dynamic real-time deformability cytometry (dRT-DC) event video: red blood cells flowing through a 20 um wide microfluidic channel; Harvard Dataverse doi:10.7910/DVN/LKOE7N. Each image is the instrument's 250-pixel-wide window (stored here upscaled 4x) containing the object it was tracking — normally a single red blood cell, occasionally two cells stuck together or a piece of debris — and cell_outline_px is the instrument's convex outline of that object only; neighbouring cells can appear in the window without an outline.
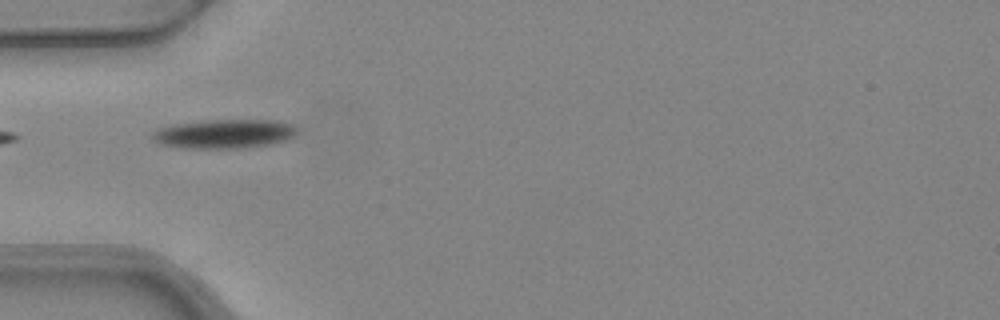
{"species": "common noctule bat (a hibernating species)", "species_latin": "Nyctalus noctula", "temperature_condition": "warm", "stored_images_in_passage": 3, "camera_frame_rate_fps": 3000, "um_per_image_px": 0.085, "animal": {"sex": "female", "body_mass_g": 24.6, "forearm_length_mm": 56.2}, "frame": {"image": 1, "passage_image": 1, "time_ms": 0.0, "image_size_px": [1000, 320], "cell_outline_px": [[296, 132], [288, 140], [272, 144], [244, 148], [180, 148], [160, 144], [152, 140], [152, 132], [160, 128], [176, 124], [208, 120], [280, 120], [292, 124], [296, 128]], "centroid_in_image_um": [19.08, 11.38], "position_along_channel_um": 65.9, "area_um2": 24.62}}
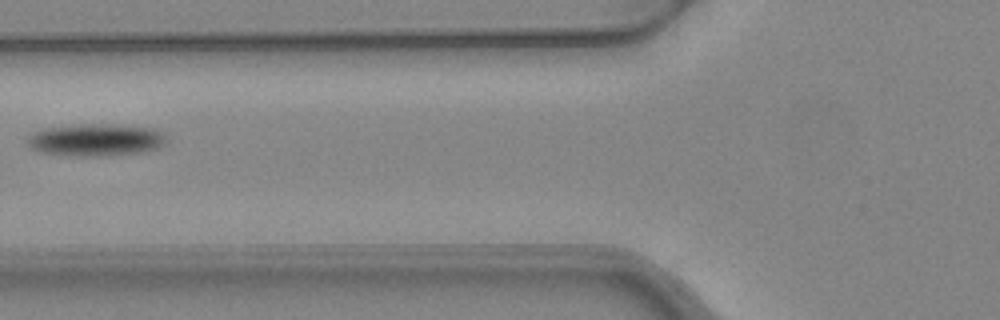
{"frame": {"image": 2, "passage_image": 2, "time_ms": 0.333, "image_size_px": [1000, 320], "cell_outline_px": [[168, 140], [160, 148], [144, 152], [108, 156], [72, 156], [40, 152], [28, 148], [28, 136], [44, 128], [80, 124], [108, 124], [156, 128], [164, 132]], "centroid_in_image_um": [8.2, 11.9], "position_along_channel_um": 117.6, "area_um2": 26.65}}
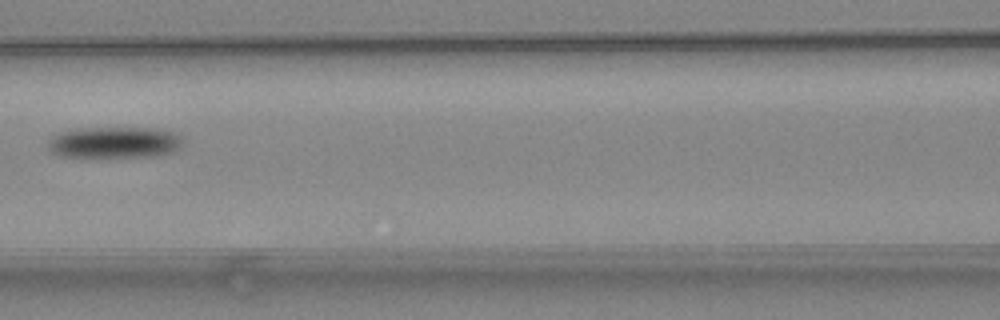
{"frame": {"image": 3, "passage_image": 3, "time_ms": 0.667, "image_size_px": [1000, 320], "cell_outline_px": [[184, 140], [180, 148], [172, 152], [160, 156], [60, 156], [52, 152], [48, 148], [48, 140], [56, 132], [76, 128], [156, 128], [172, 132], [180, 136]], "centroid_in_image_um": [9.72, 12.09], "position_along_channel_um": 156.9, "area_um2": 24.74}}